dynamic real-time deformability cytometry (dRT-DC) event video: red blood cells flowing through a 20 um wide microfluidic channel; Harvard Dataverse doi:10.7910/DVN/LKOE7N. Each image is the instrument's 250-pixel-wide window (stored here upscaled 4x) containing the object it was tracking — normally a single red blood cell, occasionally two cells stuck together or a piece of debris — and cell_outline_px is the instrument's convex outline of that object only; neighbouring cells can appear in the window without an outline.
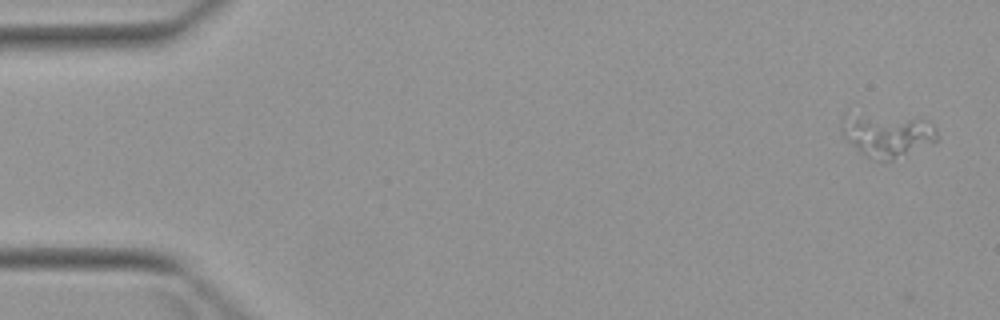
{"species": "Egyptian fruit bat (a non-hibernating species)", "species_latin": "Rousettus aegyptiacus", "temperature_condition": "warm", "stored_images_in_passage": 4, "camera_frame_rate_fps": 3000, "um_per_image_px": 0.085, "animal": {"sex": "female"}, "frame": {"image": 1, "passage_image": 1, "time_ms": 0.0, "image_size_px": [1000, 320], "cell_outline_px": [[936, 140], [892, 160], [876, 160], [864, 156], [844, 136], [840, 128], [844, 116], [928, 120], [932, 124], [936, 132]], "centroid_in_image_um": [75.4, 11.54], "position_along_channel_um": 9.6, "area_um2": 22.43}}